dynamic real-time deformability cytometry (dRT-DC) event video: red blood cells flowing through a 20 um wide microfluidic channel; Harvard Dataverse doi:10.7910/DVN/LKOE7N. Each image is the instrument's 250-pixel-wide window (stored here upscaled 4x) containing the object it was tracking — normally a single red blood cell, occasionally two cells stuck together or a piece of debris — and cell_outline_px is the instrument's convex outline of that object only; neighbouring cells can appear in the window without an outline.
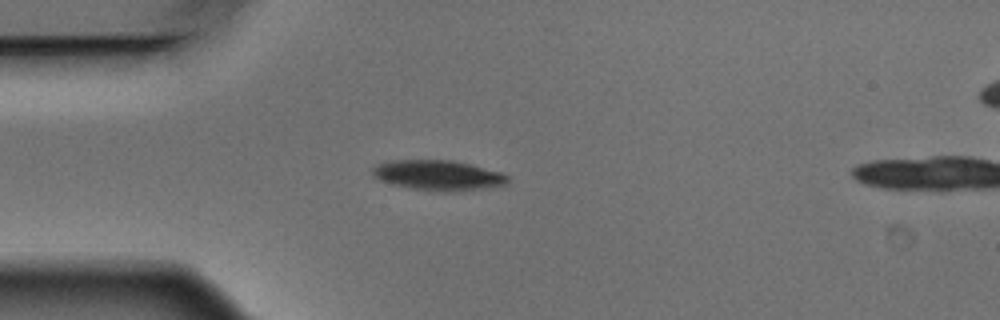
{"species": "Egyptian fruit bat (a non-hibernating species)", "species_latin": "Rousettus aegyptiacus", "temperature_condition": "warm", "stored_images_in_passage": 3, "camera_frame_rate_fps": 3000, "um_per_image_px": 0.085, "animal": {"sex": "male"}, "frame": {"image": 1, "passage_image": 2, "time_ms": 0.333, "image_size_px": [1000, 320], "cell_outline_px": [[508, 180], [504, 184], [480, 188], [444, 192], [440, 192], [412, 188], [392, 184], [380, 180], [372, 176], [372, 168], [376, 164], [388, 160], [452, 160], [500, 172], [508, 176]], "centroid_in_image_um": [37.15, 14.88], "position_along_channel_um": 47.9, "area_um2": 23.41}}